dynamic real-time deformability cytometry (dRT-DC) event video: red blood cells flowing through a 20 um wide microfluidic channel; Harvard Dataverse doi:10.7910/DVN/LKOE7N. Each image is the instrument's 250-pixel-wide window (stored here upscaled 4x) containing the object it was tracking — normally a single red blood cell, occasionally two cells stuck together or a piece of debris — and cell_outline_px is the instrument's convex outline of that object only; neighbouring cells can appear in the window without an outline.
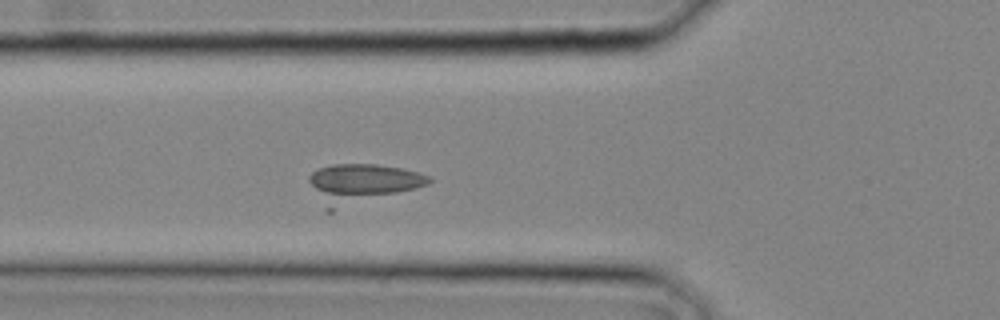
{"species": "common noctule bat (a hibernating species)", "species_latin": "Nyctalus noctula", "temperature_condition": "cold", "stored_images_in_passage": 19, "camera_frame_rate_fps": 3000, "um_per_image_px": 0.085, "animal": {"sex": "male", "body_mass_g": 20.4}, "frame": {"image": 1, "passage_image": 11, "time_ms": 3.333, "image_size_px": [1000, 320], "cell_outline_px": [[432, 180], [428, 184], [332, 212], [324, 212], [308, 180], [308, 176], [312, 172], [320, 168], [332, 164], [376, 164], [400, 168], [420, 172], [428, 176]], "centroid_in_image_um": [30.67, 15.63], "position_along_channel_um": 95.1, "area_um2": 27.57}}
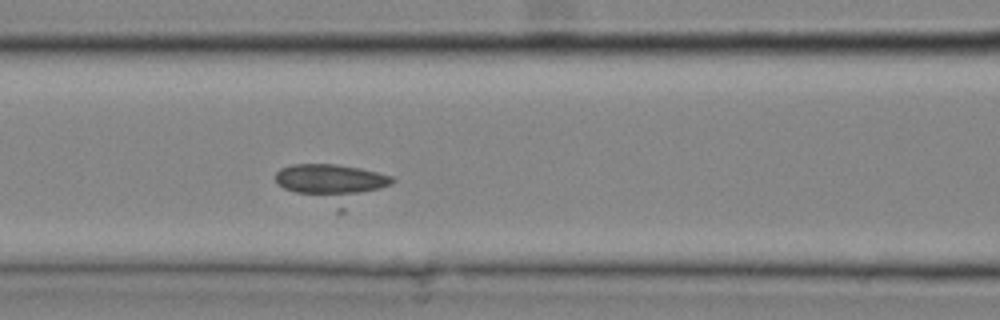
{"frame": {"image": 2, "passage_image": 13, "time_ms": 4.0, "image_size_px": [1000, 320], "cell_outline_px": [[396, 180], [392, 184], [344, 212], [336, 212], [284, 188], [276, 180], [276, 172], [280, 168], [292, 164], [336, 164], [360, 168], [392, 176]], "centroid_in_image_um": [28.29, 15.64], "position_along_channel_um": 138.3, "area_um2": 26.82}}
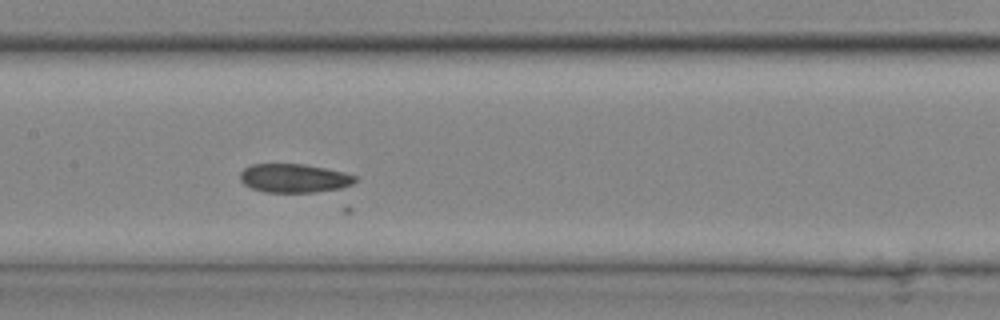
{"frame": {"image": 3, "passage_image": 15, "time_ms": 4.667, "image_size_px": [1000, 320], "cell_outline_px": [[360, 180], [352, 184], [340, 188], [316, 192], [268, 192], [252, 188], [244, 184], [240, 180], [240, 172], [244, 168], [252, 164], [304, 164], [344, 172], [356, 176]], "centroid_in_image_um": [25.02, 15.14], "position_along_channel_um": 182.4, "area_um2": 19.25}}